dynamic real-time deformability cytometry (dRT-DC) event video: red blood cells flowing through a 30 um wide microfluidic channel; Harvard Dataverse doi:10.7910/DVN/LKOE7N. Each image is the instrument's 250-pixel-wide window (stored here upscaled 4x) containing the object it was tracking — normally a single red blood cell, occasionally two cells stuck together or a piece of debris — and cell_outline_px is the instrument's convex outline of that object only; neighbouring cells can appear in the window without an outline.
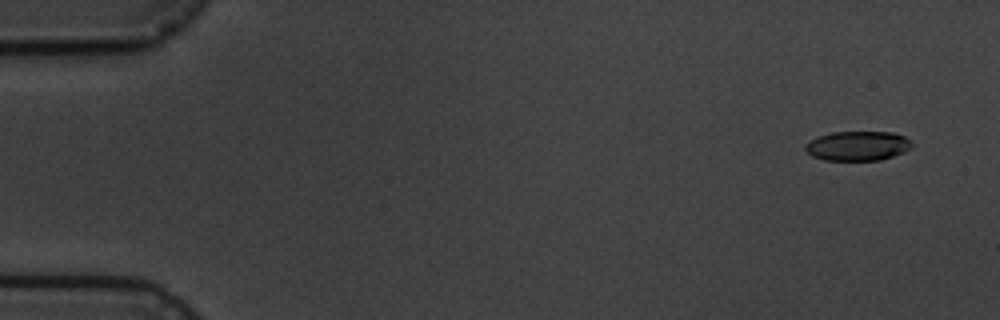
{"species": "common noctule bat (a hibernating species)", "species_latin": "Nyctalus noctula", "temperature_condition": "cold", "stored_images_in_passage": 5, "camera_frame_rate_fps": 3000, "um_per_image_px": 0.085, "animal": {"sex": "male", "body_mass_g": 19.5, "forearm_length_mm": 54.6}, "frame": {"image": 1, "passage_image": 1, "time_ms": 0.0, "image_size_px": [1000, 320], "cell_outline_px": [[912, 148], [904, 152], [880, 160], [824, 160], [812, 156], [804, 148], [804, 144], [816, 136], [832, 132], [892, 132], [904, 136], [912, 140]], "centroid_in_image_um": [72.9, 12.39], "position_along_channel_um": 12.1, "area_um2": 18.5}}
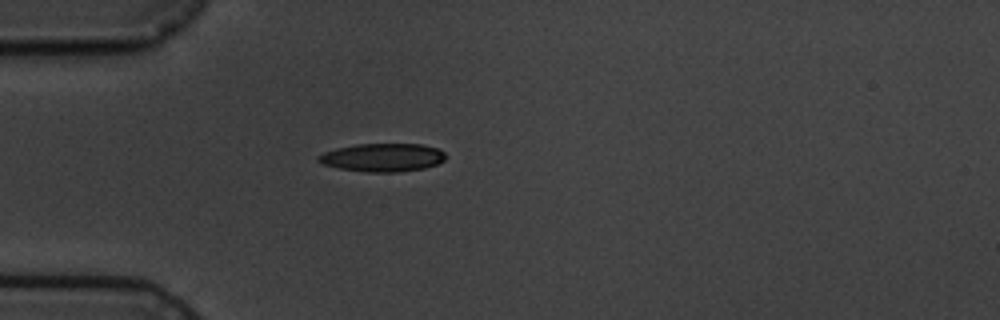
{"frame": {"image": 2, "passage_image": 5, "time_ms": 4.333, "image_size_px": [1000, 320], "cell_outline_px": [[448, 156], [444, 160], [436, 164], [424, 168], [400, 172], [368, 172], [340, 168], [324, 164], [316, 160], [316, 156], [324, 152], [336, 148], [356, 144], [420, 144], [440, 148]], "centroid_in_image_um": [32.55, 13.38], "position_along_channel_um": 52.5, "area_um2": 21.04}}